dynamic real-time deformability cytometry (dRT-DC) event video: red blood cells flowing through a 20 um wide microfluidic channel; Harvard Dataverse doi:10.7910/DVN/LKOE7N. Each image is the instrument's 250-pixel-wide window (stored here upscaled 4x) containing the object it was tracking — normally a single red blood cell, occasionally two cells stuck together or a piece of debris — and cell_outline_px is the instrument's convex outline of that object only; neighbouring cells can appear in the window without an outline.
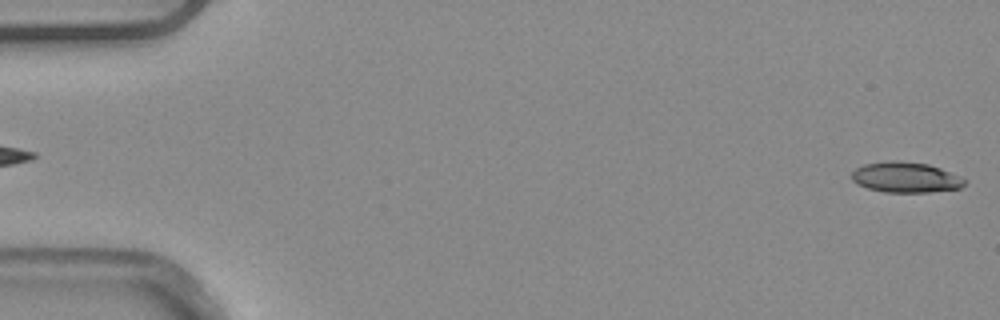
{"species": "common noctule bat (a hibernating species)", "species_latin": "Nyctalus noctula", "temperature_condition": "warm", "stored_images_in_passage": 5, "segment_of_instrument_passage": [2, 2], "camera_frame_rate_fps": 3000, "um_per_image_px": 0.085, "animal": {"sex": "male", "body_mass_g": 20.4}, "frame": {"image": 1, "passage_image": 5, "time_ms": 1.333, "image_size_px": [1000, 320], "cell_outline_px": [[968, 184], [960, 188], [928, 192], [884, 192], [868, 188], [856, 184], [852, 180], [852, 172], [856, 168], [864, 164], [888, 160], [900, 160], [928, 164], [940, 168], [960, 176], [968, 180]], "centroid_in_image_um": [77.0, 15.06], "position_along_channel_um": 8.0, "area_um2": 20.29}}